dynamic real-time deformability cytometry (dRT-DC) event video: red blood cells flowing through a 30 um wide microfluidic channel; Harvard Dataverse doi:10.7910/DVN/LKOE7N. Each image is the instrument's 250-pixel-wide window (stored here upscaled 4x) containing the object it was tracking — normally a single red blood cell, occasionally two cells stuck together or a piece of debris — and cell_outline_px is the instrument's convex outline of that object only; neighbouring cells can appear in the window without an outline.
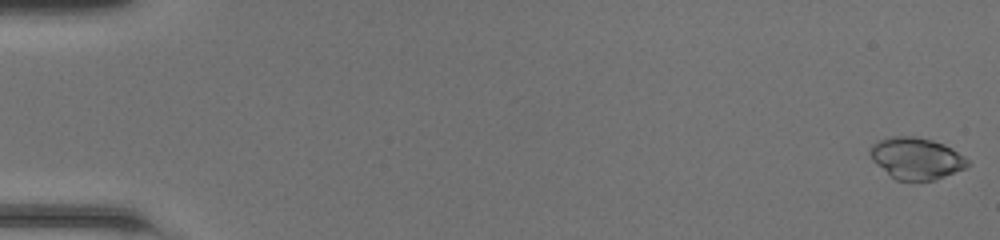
{"species": "common noctule bat (a hibernating species)", "species_latin": "Nyctalus noctula", "temperature_condition": "room temperature", "stored_images_in_passage": 49, "camera_frame_rate_fps": 3000, "um_per_image_px": 0.085, "animal": {"sex": "female", "body_mass_g": 20.0, "forearm_length_mm": 54.0}, "frame": {"image": 1, "passage_image": 1, "time_ms": 0.0, "image_size_px": [1000, 240], "cell_outline_px": [[972, 164], [968, 168], [932, 180], [896, 180], [876, 164], [872, 160], [868, 152], [868, 148], [876, 140], [892, 136], [916, 136], [932, 140], [944, 144], [952, 148], [964, 156]], "centroid_in_image_um": [77.88, 13.44], "position_along_channel_um": 7.1, "area_um2": 23.93}}
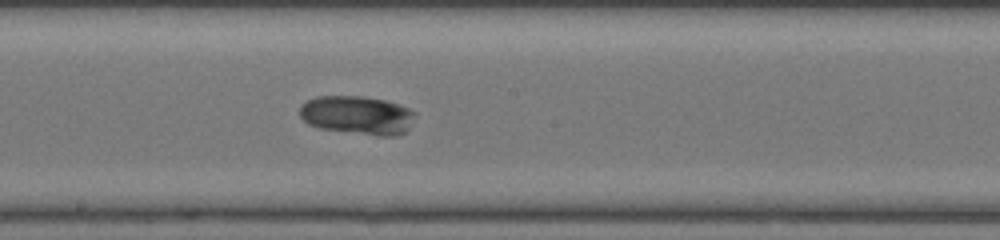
{"frame": {"image": 2, "passage_image": 28, "time_ms": 9.0, "image_size_px": [1000, 240], "cell_outline_px": [[416, 116], [408, 128], [404, 132], [396, 136], [380, 136], [320, 128], [308, 124], [300, 116], [300, 104], [316, 96], [360, 96], [384, 100], [400, 104], [416, 112]], "centroid_in_image_um": [30.38, 9.78], "position_along_channel_um": 217.8, "area_um2": 26.01}}
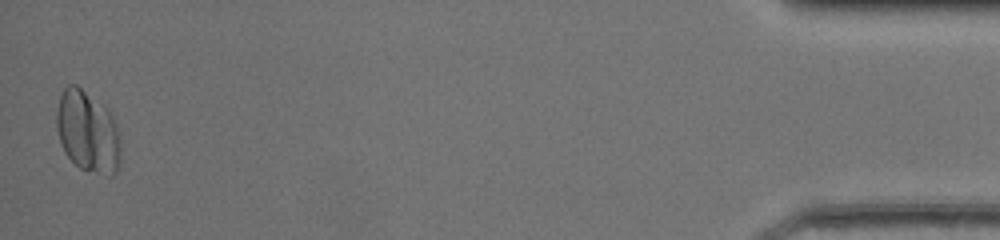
{"frame": {"image": 3, "passage_image": 49, "time_ms": 16.0, "image_size_px": [1000, 240], "cell_outline_px": [[120, 164], [116, 172], [112, 176], [80, 168], [64, 152], [60, 144], [56, 128], [56, 112], [60, 96], [64, 88], [68, 84], [76, 84], [104, 104], [108, 108], [116, 124], [120, 140]], "centroid_in_image_um": [7.45, 11.17], "position_along_channel_um": 427.7, "area_um2": 30.75}, "authors_computed_cell_mechanics": {"area_um2": 25.6054, "velocity_mm_per_s": 4.2696, "shape_relaxation_time_tau1_ms": 2.3302, "shape_relaxation_time_tau2_ms": null, "deformation_change_tau1": 0.045, "deformation_change_tau2": null}}